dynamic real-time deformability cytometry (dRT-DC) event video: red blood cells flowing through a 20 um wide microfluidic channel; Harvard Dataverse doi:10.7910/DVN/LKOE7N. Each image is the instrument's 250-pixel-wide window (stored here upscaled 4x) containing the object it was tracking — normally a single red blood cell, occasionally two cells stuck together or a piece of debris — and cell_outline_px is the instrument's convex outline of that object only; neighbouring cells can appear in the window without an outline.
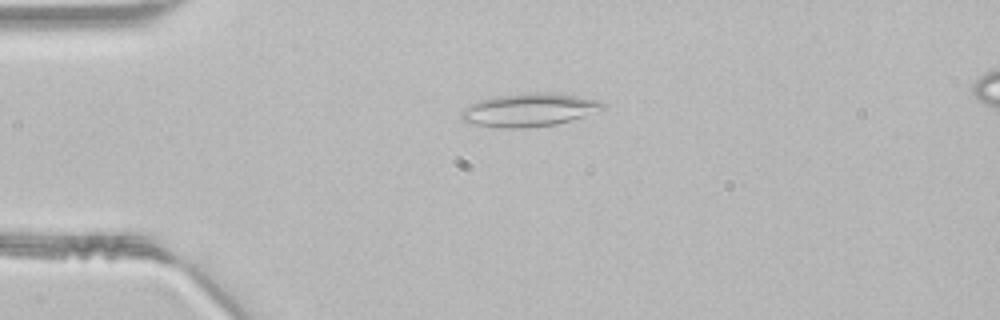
{"species": "common noctule bat (a hibernating species)", "species_latin": "Nyctalus noctula", "temperature_condition": "room temperature", "stored_images_in_passage": 47, "camera_frame_rate_fps": 3000, "um_per_image_px": 0.085, "animal": {"sex": "male", "body_mass_g": 21.5, "forearm_length_mm": 52.0}, "frame": {"image": 1, "passage_image": 11, "time_ms": 3.333, "image_size_px": [1000, 320], "cell_outline_px": [[608, 108], [572, 120], [556, 124], [524, 128], [496, 128], [472, 124], [464, 120], [460, 116], [460, 112], [464, 108], [480, 100], [496, 96], [536, 92], [552, 92], [600, 100]], "centroid_in_image_um": [45.01, 9.35], "position_along_channel_um": 40.0, "area_um2": 27.46}}
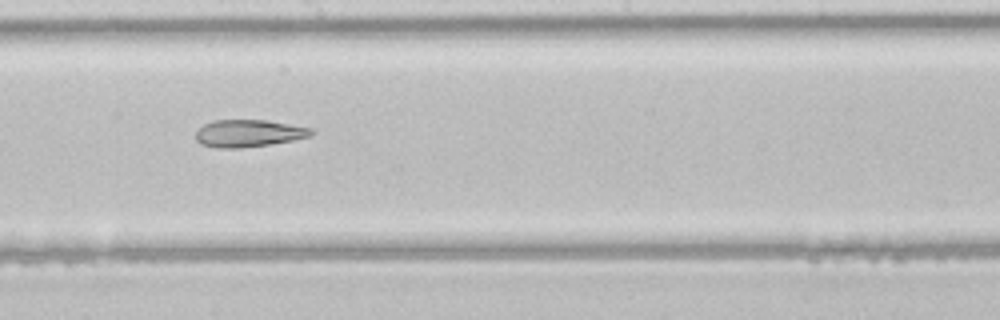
{"frame": {"image": 2, "passage_image": 26, "time_ms": 8.333, "image_size_px": [1000, 320], "cell_outline_px": [[316, 132], [312, 136], [272, 144], [240, 148], [216, 148], [200, 144], [196, 140], [196, 132], [204, 124], [212, 120], [268, 120], [312, 128]], "centroid_in_image_um": [21.15, 11.33], "position_along_channel_um": 227.0, "area_um2": 18.55}}
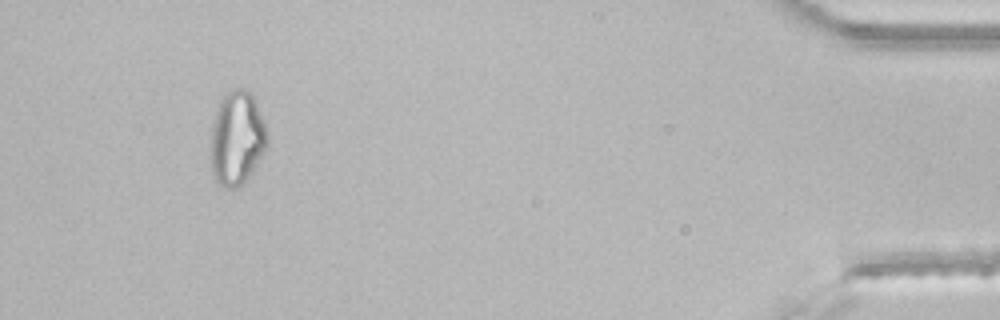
{"frame": {"image": 3, "passage_image": 44, "time_ms": 14.333, "image_size_px": [1000, 320], "cell_outline_px": [[268, 144], [264, 152], [252, 172], [236, 188], [224, 188], [216, 180], [212, 172], [208, 156], [212, 124], [216, 108], [224, 92], [232, 88], [244, 88], [252, 96], [256, 104], [268, 132]], "centroid_in_image_um": [20.09, 11.74], "position_along_channel_um": 415.1, "area_um2": 31.44}}